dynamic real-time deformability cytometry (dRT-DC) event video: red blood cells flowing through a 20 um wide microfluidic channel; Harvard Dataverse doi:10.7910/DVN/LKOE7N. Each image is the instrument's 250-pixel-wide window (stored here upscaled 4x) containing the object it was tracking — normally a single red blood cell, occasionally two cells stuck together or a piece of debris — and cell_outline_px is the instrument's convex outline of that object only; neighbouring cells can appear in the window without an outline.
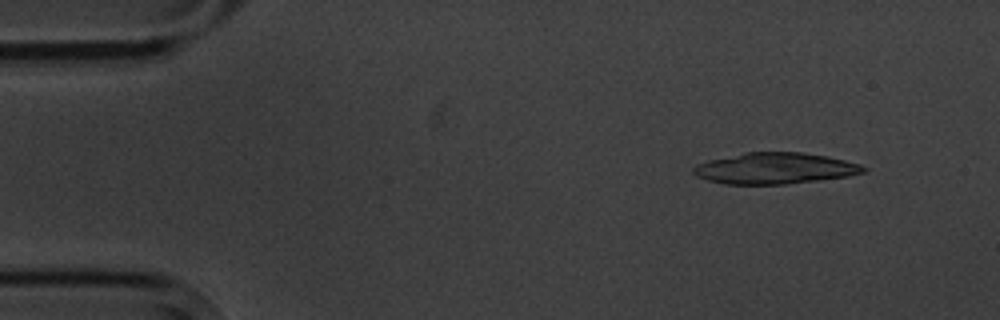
{"species": "common noctule bat (a hibernating species)", "species_latin": "Nyctalus noctula", "temperature_condition": "cold", "stored_images_in_passage": 4, "camera_frame_rate_fps": 3000, "um_per_image_px": 0.085, "animal": {"sex": "male", "body_mass_g": 20.1, "forearm_length_mm": 53.5}, "frame": {"image": 1, "passage_image": 2, "time_ms": 1.0, "image_size_px": [1000, 320], "cell_outline_px": [[868, 168], [864, 172], [848, 176], [784, 184], [724, 184], [708, 180], [696, 176], [692, 172], [692, 168], [696, 164], [708, 160], [744, 152], [804, 152], [828, 156], [860, 164]], "centroid_in_image_um": [65.84, 14.3], "position_along_channel_um": 19.2, "area_um2": 30.92}}